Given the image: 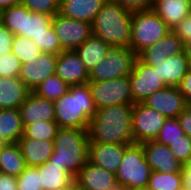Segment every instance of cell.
Returning a JSON list of instances; mask_svg holds the SVG:
<instances>
[{
    "mask_svg": "<svg viewBox=\"0 0 191 190\" xmlns=\"http://www.w3.org/2000/svg\"><path fill=\"white\" fill-rule=\"evenodd\" d=\"M132 110L133 104L112 105L97 109L88 127L89 142L134 144Z\"/></svg>",
    "mask_w": 191,
    "mask_h": 190,
    "instance_id": "cell-1",
    "label": "cell"
},
{
    "mask_svg": "<svg viewBox=\"0 0 191 190\" xmlns=\"http://www.w3.org/2000/svg\"><path fill=\"white\" fill-rule=\"evenodd\" d=\"M53 103L59 128L88 129L90 119L97 112L89 83L71 85L69 91Z\"/></svg>",
    "mask_w": 191,
    "mask_h": 190,
    "instance_id": "cell-2",
    "label": "cell"
},
{
    "mask_svg": "<svg viewBox=\"0 0 191 190\" xmlns=\"http://www.w3.org/2000/svg\"><path fill=\"white\" fill-rule=\"evenodd\" d=\"M53 142L49 161L75 177L88 162V129L59 128Z\"/></svg>",
    "mask_w": 191,
    "mask_h": 190,
    "instance_id": "cell-3",
    "label": "cell"
},
{
    "mask_svg": "<svg viewBox=\"0 0 191 190\" xmlns=\"http://www.w3.org/2000/svg\"><path fill=\"white\" fill-rule=\"evenodd\" d=\"M132 14L107 0L92 22L93 35L111 47L130 48Z\"/></svg>",
    "mask_w": 191,
    "mask_h": 190,
    "instance_id": "cell-4",
    "label": "cell"
},
{
    "mask_svg": "<svg viewBox=\"0 0 191 190\" xmlns=\"http://www.w3.org/2000/svg\"><path fill=\"white\" fill-rule=\"evenodd\" d=\"M171 31L153 10L134 12L131 20L130 49L138 56Z\"/></svg>",
    "mask_w": 191,
    "mask_h": 190,
    "instance_id": "cell-5",
    "label": "cell"
},
{
    "mask_svg": "<svg viewBox=\"0 0 191 190\" xmlns=\"http://www.w3.org/2000/svg\"><path fill=\"white\" fill-rule=\"evenodd\" d=\"M151 172L142 144L134 143L124 151L123 160L116 173L117 183L125 189L147 187Z\"/></svg>",
    "mask_w": 191,
    "mask_h": 190,
    "instance_id": "cell-6",
    "label": "cell"
},
{
    "mask_svg": "<svg viewBox=\"0 0 191 190\" xmlns=\"http://www.w3.org/2000/svg\"><path fill=\"white\" fill-rule=\"evenodd\" d=\"M138 56L126 47H111L107 56L89 73V82H101L130 75Z\"/></svg>",
    "mask_w": 191,
    "mask_h": 190,
    "instance_id": "cell-7",
    "label": "cell"
},
{
    "mask_svg": "<svg viewBox=\"0 0 191 190\" xmlns=\"http://www.w3.org/2000/svg\"><path fill=\"white\" fill-rule=\"evenodd\" d=\"M96 108L134 104L129 75L101 82H88Z\"/></svg>",
    "mask_w": 191,
    "mask_h": 190,
    "instance_id": "cell-8",
    "label": "cell"
},
{
    "mask_svg": "<svg viewBox=\"0 0 191 190\" xmlns=\"http://www.w3.org/2000/svg\"><path fill=\"white\" fill-rule=\"evenodd\" d=\"M166 117L144 102L133 104L132 134L135 143L155 140Z\"/></svg>",
    "mask_w": 191,
    "mask_h": 190,
    "instance_id": "cell-9",
    "label": "cell"
},
{
    "mask_svg": "<svg viewBox=\"0 0 191 190\" xmlns=\"http://www.w3.org/2000/svg\"><path fill=\"white\" fill-rule=\"evenodd\" d=\"M52 26L64 51L76 50L92 34V23L77 21L60 13L53 16Z\"/></svg>",
    "mask_w": 191,
    "mask_h": 190,
    "instance_id": "cell-10",
    "label": "cell"
},
{
    "mask_svg": "<svg viewBox=\"0 0 191 190\" xmlns=\"http://www.w3.org/2000/svg\"><path fill=\"white\" fill-rule=\"evenodd\" d=\"M129 77L134 104L144 102L156 91L166 87V84L160 80L157 71L139 58L135 60L133 71Z\"/></svg>",
    "mask_w": 191,
    "mask_h": 190,
    "instance_id": "cell-11",
    "label": "cell"
},
{
    "mask_svg": "<svg viewBox=\"0 0 191 190\" xmlns=\"http://www.w3.org/2000/svg\"><path fill=\"white\" fill-rule=\"evenodd\" d=\"M57 54L42 52L38 58L22 63L19 79L33 91L50 75L56 73Z\"/></svg>",
    "mask_w": 191,
    "mask_h": 190,
    "instance_id": "cell-12",
    "label": "cell"
},
{
    "mask_svg": "<svg viewBox=\"0 0 191 190\" xmlns=\"http://www.w3.org/2000/svg\"><path fill=\"white\" fill-rule=\"evenodd\" d=\"M142 144L145 158L152 171L161 173H183V165L171 152L169 146L156 140H148Z\"/></svg>",
    "mask_w": 191,
    "mask_h": 190,
    "instance_id": "cell-13",
    "label": "cell"
},
{
    "mask_svg": "<svg viewBox=\"0 0 191 190\" xmlns=\"http://www.w3.org/2000/svg\"><path fill=\"white\" fill-rule=\"evenodd\" d=\"M144 103L166 118L175 117L188 107V102L178 87L166 86L148 97Z\"/></svg>",
    "mask_w": 191,
    "mask_h": 190,
    "instance_id": "cell-14",
    "label": "cell"
},
{
    "mask_svg": "<svg viewBox=\"0 0 191 190\" xmlns=\"http://www.w3.org/2000/svg\"><path fill=\"white\" fill-rule=\"evenodd\" d=\"M129 145L89 142L88 161L114 174L123 160L124 151Z\"/></svg>",
    "mask_w": 191,
    "mask_h": 190,
    "instance_id": "cell-15",
    "label": "cell"
},
{
    "mask_svg": "<svg viewBox=\"0 0 191 190\" xmlns=\"http://www.w3.org/2000/svg\"><path fill=\"white\" fill-rule=\"evenodd\" d=\"M77 190H110L118 186L116 174L89 161L75 176Z\"/></svg>",
    "mask_w": 191,
    "mask_h": 190,
    "instance_id": "cell-16",
    "label": "cell"
},
{
    "mask_svg": "<svg viewBox=\"0 0 191 190\" xmlns=\"http://www.w3.org/2000/svg\"><path fill=\"white\" fill-rule=\"evenodd\" d=\"M55 74L70 86L89 82V72L75 50L57 54Z\"/></svg>",
    "mask_w": 191,
    "mask_h": 190,
    "instance_id": "cell-17",
    "label": "cell"
},
{
    "mask_svg": "<svg viewBox=\"0 0 191 190\" xmlns=\"http://www.w3.org/2000/svg\"><path fill=\"white\" fill-rule=\"evenodd\" d=\"M184 50V44L173 31L152 46L143 50L138 58L146 65L155 66V62L165 61L167 57L178 54Z\"/></svg>",
    "mask_w": 191,
    "mask_h": 190,
    "instance_id": "cell-18",
    "label": "cell"
},
{
    "mask_svg": "<svg viewBox=\"0 0 191 190\" xmlns=\"http://www.w3.org/2000/svg\"><path fill=\"white\" fill-rule=\"evenodd\" d=\"M166 86L178 87L189 71V61L185 50L167 57L165 61L155 62L152 66Z\"/></svg>",
    "mask_w": 191,
    "mask_h": 190,
    "instance_id": "cell-19",
    "label": "cell"
},
{
    "mask_svg": "<svg viewBox=\"0 0 191 190\" xmlns=\"http://www.w3.org/2000/svg\"><path fill=\"white\" fill-rule=\"evenodd\" d=\"M19 111L24 127L35 121H55L54 103L32 91Z\"/></svg>",
    "mask_w": 191,
    "mask_h": 190,
    "instance_id": "cell-20",
    "label": "cell"
},
{
    "mask_svg": "<svg viewBox=\"0 0 191 190\" xmlns=\"http://www.w3.org/2000/svg\"><path fill=\"white\" fill-rule=\"evenodd\" d=\"M107 0H61L59 13L77 21L92 23Z\"/></svg>",
    "mask_w": 191,
    "mask_h": 190,
    "instance_id": "cell-21",
    "label": "cell"
},
{
    "mask_svg": "<svg viewBox=\"0 0 191 190\" xmlns=\"http://www.w3.org/2000/svg\"><path fill=\"white\" fill-rule=\"evenodd\" d=\"M26 166H39L49 161L54 152L53 140H35L26 138L24 135L18 142Z\"/></svg>",
    "mask_w": 191,
    "mask_h": 190,
    "instance_id": "cell-22",
    "label": "cell"
},
{
    "mask_svg": "<svg viewBox=\"0 0 191 190\" xmlns=\"http://www.w3.org/2000/svg\"><path fill=\"white\" fill-rule=\"evenodd\" d=\"M30 92L19 77H0V109L19 108Z\"/></svg>",
    "mask_w": 191,
    "mask_h": 190,
    "instance_id": "cell-23",
    "label": "cell"
},
{
    "mask_svg": "<svg viewBox=\"0 0 191 190\" xmlns=\"http://www.w3.org/2000/svg\"><path fill=\"white\" fill-rule=\"evenodd\" d=\"M152 10L172 30L191 14V0H155Z\"/></svg>",
    "mask_w": 191,
    "mask_h": 190,
    "instance_id": "cell-24",
    "label": "cell"
},
{
    "mask_svg": "<svg viewBox=\"0 0 191 190\" xmlns=\"http://www.w3.org/2000/svg\"><path fill=\"white\" fill-rule=\"evenodd\" d=\"M40 173L41 190H61L74 184V176L61 166L47 161L36 166Z\"/></svg>",
    "mask_w": 191,
    "mask_h": 190,
    "instance_id": "cell-25",
    "label": "cell"
},
{
    "mask_svg": "<svg viewBox=\"0 0 191 190\" xmlns=\"http://www.w3.org/2000/svg\"><path fill=\"white\" fill-rule=\"evenodd\" d=\"M23 134L19 108L0 109V144L18 143Z\"/></svg>",
    "mask_w": 191,
    "mask_h": 190,
    "instance_id": "cell-26",
    "label": "cell"
},
{
    "mask_svg": "<svg viewBox=\"0 0 191 190\" xmlns=\"http://www.w3.org/2000/svg\"><path fill=\"white\" fill-rule=\"evenodd\" d=\"M110 48L111 46L92 34L75 51L80 56L87 71L90 73L107 56Z\"/></svg>",
    "mask_w": 191,
    "mask_h": 190,
    "instance_id": "cell-27",
    "label": "cell"
},
{
    "mask_svg": "<svg viewBox=\"0 0 191 190\" xmlns=\"http://www.w3.org/2000/svg\"><path fill=\"white\" fill-rule=\"evenodd\" d=\"M26 167L18 143L0 144V173L18 177Z\"/></svg>",
    "mask_w": 191,
    "mask_h": 190,
    "instance_id": "cell-28",
    "label": "cell"
},
{
    "mask_svg": "<svg viewBox=\"0 0 191 190\" xmlns=\"http://www.w3.org/2000/svg\"><path fill=\"white\" fill-rule=\"evenodd\" d=\"M147 188L149 190H185L184 173L152 171Z\"/></svg>",
    "mask_w": 191,
    "mask_h": 190,
    "instance_id": "cell-29",
    "label": "cell"
},
{
    "mask_svg": "<svg viewBox=\"0 0 191 190\" xmlns=\"http://www.w3.org/2000/svg\"><path fill=\"white\" fill-rule=\"evenodd\" d=\"M70 85L64 82L58 75H50L45 81L40 83L32 92L48 99L49 101H56L61 96L69 91Z\"/></svg>",
    "mask_w": 191,
    "mask_h": 190,
    "instance_id": "cell-30",
    "label": "cell"
},
{
    "mask_svg": "<svg viewBox=\"0 0 191 190\" xmlns=\"http://www.w3.org/2000/svg\"><path fill=\"white\" fill-rule=\"evenodd\" d=\"M53 16L43 13H32L27 9V15H24L23 32L20 36L35 38L45 31L52 23Z\"/></svg>",
    "mask_w": 191,
    "mask_h": 190,
    "instance_id": "cell-31",
    "label": "cell"
},
{
    "mask_svg": "<svg viewBox=\"0 0 191 190\" xmlns=\"http://www.w3.org/2000/svg\"><path fill=\"white\" fill-rule=\"evenodd\" d=\"M24 15H27L25 6L17 5L6 8L0 13L2 23L14 36L23 32Z\"/></svg>",
    "mask_w": 191,
    "mask_h": 190,
    "instance_id": "cell-32",
    "label": "cell"
},
{
    "mask_svg": "<svg viewBox=\"0 0 191 190\" xmlns=\"http://www.w3.org/2000/svg\"><path fill=\"white\" fill-rule=\"evenodd\" d=\"M12 53L21 63H28L29 61L38 58L42 51L32 39L15 35L12 44Z\"/></svg>",
    "mask_w": 191,
    "mask_h": 190,
    "instance_id": "cell-33",
    "label": "cell"
},
{
    "mask_svg": "<svg viewBox=\"0 0 191 190\" xmlns=\"http://www.w3.org/2000/svg\"><path fill=\"white\" fill-rule=\"evenodd\" d=\"M59 126L56 121H35L24 127V136L35 140H54Z\"/></svg>",
    "mask_w": 191,
    "mask_h": 190,
    "instance_id": "cell-34",
    "label": "cell"
},
{
    "mask_svg": "<svg viewBox=\"0 0 191 190\" xmlns=\"http://www.w3.org/2000/svg\"><path fill=\"white\" fill-rule=\"evenodd\" d=\"M182 136H185V132L181 128L178 118L169 117L166 118L155 140L169 146L171 142L180 140Z\"/></svg>",
    "mask_w": 191,
    "mask_h": 190,
    "instance_id": "cell-35",
    "label": "cell"
},
{
    "mask_svg": "<svg viewBox=\"0 0 191 190\" xmlns=\"http://www.w3.org/2000/svg\"><path fill=\"white\" fill-rule=\"evenodd\" d=\"M32 41L42 52L59 54L64 51L60 45L52 23L48 26V31H45L41 35L32 38Z\"/></svg>",
    "mask_w": 191,
    "mask_h": 190,
    "instance_id": "cell-36",
    "label": "cell"
},
{
    "mask_svg": "<svg viewBox=\"0 0 191 190\" xmlns=\"http://www.w3.org/2000/svg\"><path fill=\"white\" fill-rule=\"evenodd\" d=\"M17 178V190H41L40 173L37 167L26 166Z\"/></svg>",
    "mask_w": 191,
    "mask_h": 190,
    "instance_id": "cell-37",
    "label": "cell"
},
{
    "mask_svg": "<svg viewBox=\"0 0 191 190\" xmlns=\"http://www.w3.org/2000/svg\"><path fill=\"white\" fill-rule=\"evenodd\" d=\"M32 13H43L55 16L59 13V0H22L21 3Z\"/></svg>",
    "mask_w": 191,
    "mask_h": 190,
    "instance_id": "cell-38",
    "label": "cell"
},
{
    "mask_svg": "<svg viewBox=\"0 0 191 190\" xmlns=\"http://www.w3.org/2000/svg\"><path fill=\"white\" fill-rule=\"evenodd\" d=\"M22 63L11 52L0 57V77H18Z\"/></svg>",
    "mask_w": 191,
    "mask_h": 190,
    "instance_id": "cell-39",
    "label": "cell"
},
{
    "mask_svg": "<svg viewBox=\"0 0 191 190\" xmlns=\"http://www.w3.org/2000/svg\"><path fill=\"white\" fill-rule=\"evenodd\" d=\"M169 149L183 165L191 155V137L182 136L180 140L171 142Z\"/></svg>",
    "mask_w": 191,
    "mask_h": 190,
    "instance_id": "cell-40",
    "label": "cell"
},
{
    "mask_svg": "<svg viewBox=\"0 0 191 190\" xmlns=\"http://www.w3.org/2000/svg\"><path fill=\"white\" fill-rule=\"evenodd\" d=\"M115 3H118L120 6L124 7L127 11L141 12L152 10L155 0H111Z\"/></svg>",
    "mask_w": 191,
    "mask_h": 190,
    "instance_id": "cell-41",
    "label": "cell"
},
{
    "mask_svg": "<svg viewBox=\"0 0 191 190\" xmlns=\"http://www.w3.org/2000/svg\"><path fill=\"white\" fill-rule=\"evenodd\" d=\"M14 35L0 23V57L12 51Z\"/></svg>",
    "mask_w": 191,
    "mask_h": 190,
    "instance_id": "cell-42",
    "label": "cell"
},
{
    "mask_svg": "<svg viewBox=\"0 0 191 190\" xmlns=\"http://www.w3.org/2000/svg\"><path fill=\"white\" fill-rule=\"evenodd\" d=\"M172 31L178 35L183 44L191 40V14L186 16Z\"/></svg>",
    "mask_w": 191,
    "mask_h": 190,
    "instance_id": "cell-43",
    "label": "cell"
},
{
    "mask_svg": "<svg viewBox=\"0 0 191 190\" xmlns=\"http://www.w3.org/2000/svg\"><path fill=\"white\" fill-rule=\"evenodd\" d=\"M185 135L191 137V109L187 107L177 117Z\"/></svg>",
    "mask_w": 191,
    "mask_h": 190,
    "instance_id": "cell-44",
    "label": "cell"
},
{
    "mask_svg": "<svg viewBox=\"0 0 191 190\" xmlns=\"http://www.w3.org/2000/svg\"><path fill=\"white\" fill-rule=\"evenodd\" d=\"M180 93L185 97L187 102L191 101V69L187 72L178 86Z\"/></svg>",
    "mask_w": 191,
    "mask_h": 190,
    "instance_id": "cell-45",
    "label": "cell"
},
{
    "mask_svg": "<svg viewBox=\"0 0 191 190\" xmlns=\"http://www.w3.org/2000/svg\"><path fill=\"white\" fill-rule=\"evenodd\" d=\"M0 190H17V178L0 173Z\"/></svg>",
    "mask_w": 191,
    "mask_h": 190,
    "instance_id": "cell-46",
    "label": "cell"
},
{
    "mask_svg": "<svg viewBox=\"0 0 191 190\" xmlns=\"http://www.w3.org/2000/svg\"><path fill=\"white\" fill-rule=\"evenodd\" d=\"M22 0H0V13L6 8L21 5Z\"/></svg>",
    "mask_w": 191,
    "mask_h": 190,
    "instance_id": "cell-47",
    "label": "cell"
},
{
    "mask_svg": "<svg viewBox=\"0 0 191 190\" xmlns=\"http://www.w3.org/2000/svg\"><path fill=\"white\" fill-rule=\"evenodd\" d=\"M184 173V188L185 190H191V172Z\"/></svg>",
    "mask_w": 191,
    "mask_h": 190,
    "instance_id": "cell-48",
    "label": "cell"
},
{
    "mask_svg": "<svg viewBox=\"0 0 191 190\" xmlns=\"http://www.w3.org/2000/svg\"><path fill=\"white\" fill-rule=\"evenodd\" d=\"M184 50L189 61V68L191 69V40L184 44Z\"/></svg>",
    "mask_w": 191,
    "mask_h": 190,
    "instance_id": "cell-49",
    "label": "cell"
},
{
    "mask_svg": "<svg viewBox=\"0 0 191 190\" xmlns=\"http://www.w3.org/2000/svg\"><path fill=\"white\" fill-rule=\"evenodd\" d=\"M183 172H191V155L183 164Z\"/></svg>",
    "mask_w": 191,
    "mask_h": 190,
    "instance_id": "cell-50",
    "label": "cell"
},
{
    "mask_svg": "<svg viewBox=\"0 0 191 190\" xmlns=\"http://www.w3.org/2000/svg\"><path fill=\"white\" fill-rule=\"evenodd\" d=\"M126 190H149L147 187L127 188Z\"/></svg>",
    "mask_w": 191,
    "mask_h": 190,
    "instance_id": "cell-51",
    "label": "cell"
},
{
    "mask_svg": "<svg viewBox=\"0 0 191 190\" xmlns=\"http://www.w3.org/2000/svg\"><path fill=\"white\" fill-rule=\"evenodd\" d=\"M61 190H77V187H76V185L74 183L71 187H67V188H64V189H61Z\"/></svg>",
    "mask_w": 191,
    "mask_h": 190,
    "instance_id": "cell-52",
    "label": "cell"
},
{
    "mask_svg": "<svg viewBox=\"0 0 191 190\" xmlns=\"http://www.w3.org/2000/svg\"><path fill=\"white\" fill-rule=\"evenodd\" d=\"M110 190H126V189L121 187L120 185H118L117 187L110 189Z\"/></svg>",
    "mask_w": 191,
    "mask_h": 190,
    "instance_id": "cell-53",
    "label": "cell"
},
{
    "mask_svg": "<svg viewBox=\"0 0 191 190\" xmlns=\"http://www.w3.org/2000/svg\"><path fill=\"white\" fill-rule=\"evenodd\" d=\"M188 107L191 109V101L188 102Z\"/></svg>",
    "mask_w": 191,
    "mask_h": 190,
    "instance_id": "cell-54",
    "label": "cell"
}]
</instances>
